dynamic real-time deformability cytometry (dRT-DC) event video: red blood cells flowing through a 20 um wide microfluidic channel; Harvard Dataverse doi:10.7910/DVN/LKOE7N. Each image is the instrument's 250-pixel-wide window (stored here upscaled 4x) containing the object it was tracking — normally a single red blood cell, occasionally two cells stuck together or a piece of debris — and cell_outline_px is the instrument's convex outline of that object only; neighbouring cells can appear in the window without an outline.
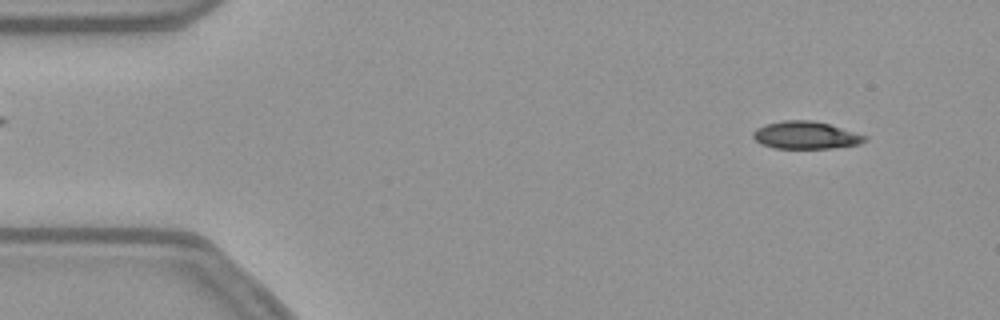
{"species": "common noctule bat (a hibernating species)", "species_latin": "Nyctalus noctula", "temperature_condition": "warm", "stored_images_in_passage": 53, "camera_frame_rate_fps": 3000, "um_per_image_px": 0.085, "animal": {"sex": "female", "body_mass_g": 21.9}, "frame": {"image": 1, "passage_image": 4, "time_ms": 1.0, "image_size_px": [1000, 320], "cell_outline_px": [[868, 140], [860, 144], [832, 148], [776, 148], [760, 144], [752, 136], [752, 132], [756, 128], [764, 124], [784, 120], [812, 120], [828, 124], [868, 136]], "centroid_in_image_um": [68.48, 11.49], "position_along_channel_um": 16.5, "area_um2": 17.98}}
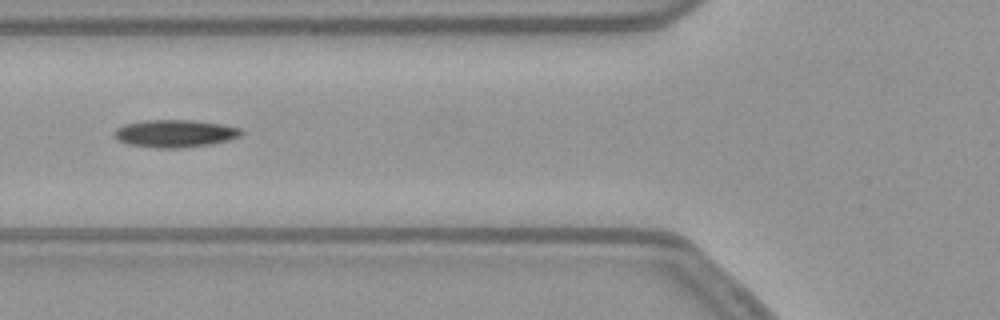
{"frame": {"image": 2, "passage_image": 19, "time_ms": 6.0, "image_size_px": [1000, 320], "cell_outline_px": [[244, 132], [240, 136], [232, 140], [212, 144], [184, 148], [156, 148], [128, 144], [120, 140], [116, 136], [116, 128], [124, 124], [148, 120], [192, 120], [220, 124], [240, 128]], "centroid_in_image_um": [14.94, 11.35], "position_along_channel_um": 110.9, "area_um2": 20.35}}
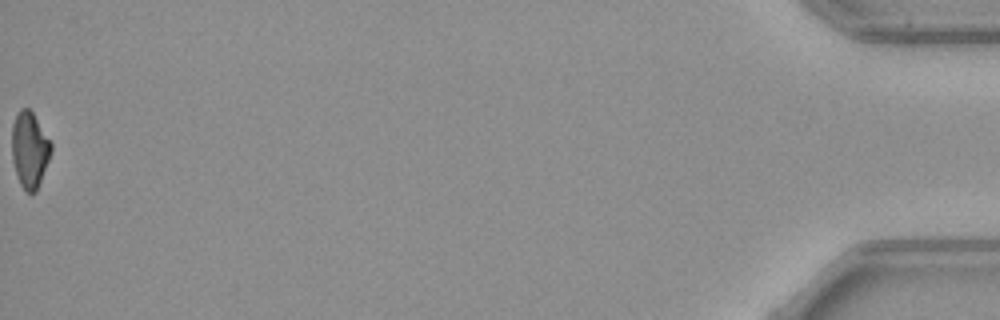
{"frame": {"image": 3, "passage_image": 53, "time_ms": 17.333, "image_size_px": [1000, 320], "cell_outline_px": [[52, 148], [48, 160], [36, 192], [32, 196], [24, 192], [20, 184], [12, 160], [12, 124], [20, 108], [28, 108], [32, 112], [52, 144]], "centroid_in_image_um": [2.5, 12.77], "position_along_channel_um": 432.7, "area_um2": 17.28}, "authors_computed_cell_mechanics": {"area_um2": 19.0162, "velocity_mm_per_s": 3.8173, "shape_relaxation_time_tau1_ms": 5.419, "shape_relaxation_time_tau2_ms": null, "deformation_change_tau1": 0.1651, "deformation_change_tau2": null}}